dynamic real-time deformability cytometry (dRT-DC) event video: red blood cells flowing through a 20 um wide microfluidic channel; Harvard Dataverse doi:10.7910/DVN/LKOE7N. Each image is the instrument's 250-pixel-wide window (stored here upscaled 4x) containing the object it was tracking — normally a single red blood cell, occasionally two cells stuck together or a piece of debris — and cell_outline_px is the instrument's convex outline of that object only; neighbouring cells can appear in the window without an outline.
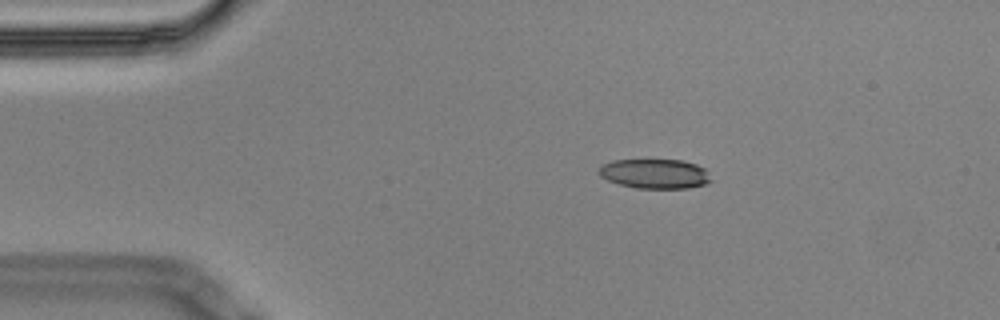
{"species": "Egyptian fruit bat (a non-hibernating species)", "species_latin": "Rousettus aegyptiacus", "temperature_condition": "cold", "stored_images_in_passage": 9, "camera_frame_rate_fps": 3000, "um_per_image_px": 0.085, "animal": {"sex": "male"}, "frame": {"image": 1, "passage_image": 2, "time_ms": 0.333, "image_size_px": [1000, 320], "cell_outline_px": [[712, 180], [704, 184], [688, 188], [636, 188], [620, 184], [608, 180], [600, 176], [596, 172], [604, 164], [612, 160], [680, 160], [696, 164], [704, 168]], "centroid_in_image_um": [55.64, 14.77], "position_along_channel_um": 29.4, "area_um2": 19.19}}
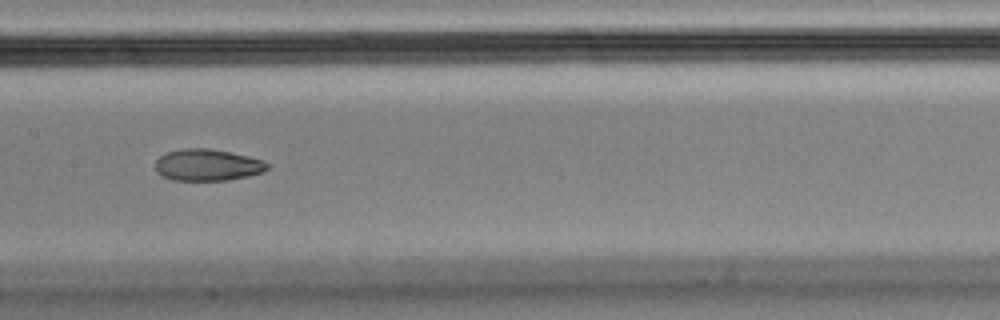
{"frame": {"image": 2, "passage_image": 7, "time_ms": 2.0, "image_size_px": [1000, 320], "cell_outline_px": [[268, 168], [264, 172], [248, 176], [228, 180], [172, 180], [160, 176], [156, 172], [156, 160], [160, 156], [168, 152], [184, 148], [208, 148], [248, 156], [264, 160], [268, 164]], "centroid_in_image_um": [17.63, 14.03], "position_along_channel_um": 189.8, "area_um2": 20.69}}
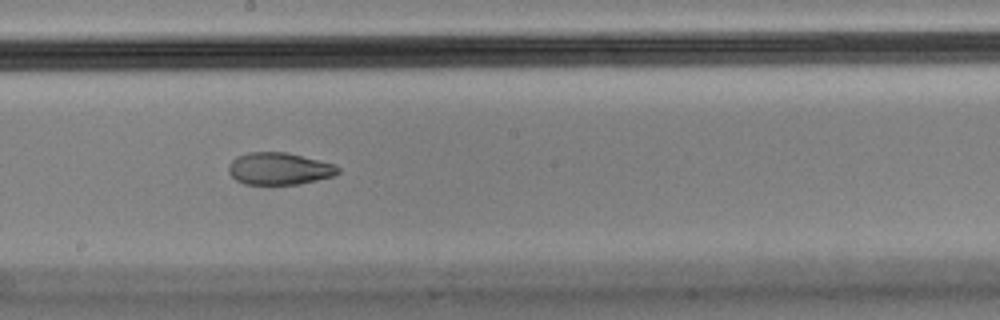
{"frame": {"image": 3, "passage_image": 8, "time_ms": 2.333, "image_size_px": [1000, 320], "cell_outline_px": [[340, 172], [336, 176], [300, 184], [244, 184], [236, 180], [228, 172], [228, 164], [236, 156], [248, 152], [284, 152], [332, 164], [340, 168]], "centroid_in_image_um": [23.71, 14.35], "position_along_channel_um": 224.5, "area_um2": 20.46}}